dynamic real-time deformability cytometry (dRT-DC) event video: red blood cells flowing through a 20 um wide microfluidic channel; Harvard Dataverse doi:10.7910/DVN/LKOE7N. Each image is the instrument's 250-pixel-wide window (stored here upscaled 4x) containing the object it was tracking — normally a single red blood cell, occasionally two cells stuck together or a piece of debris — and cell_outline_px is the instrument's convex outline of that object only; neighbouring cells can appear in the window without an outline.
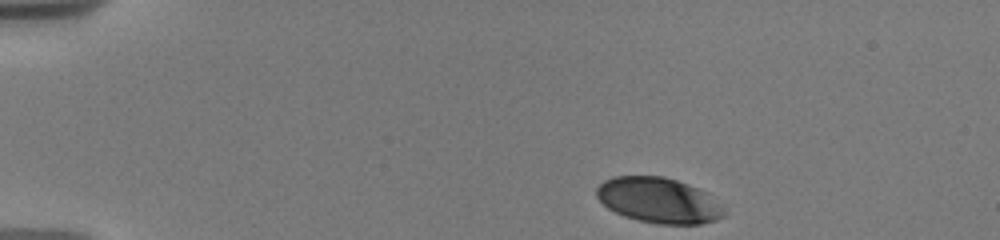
{"species": "human", "species_latin": "Homo sapiens", "temperature_condition": "warm", "stored_images_in_passage": 8, "camera_frame_rate_fps": 3000, "um_per_image_px": 0.085, "donor": {"sex": "male"}, "frame": {"image": 1, "passage_image": 1, "time_ms": 0.0, "image_size_px": [1000, 240], "cell_outline_px": [[724, 216], [716, 220], [700, 224], [656, 224], [636, 220], [624, 216], [608, 208], [596, 196], [596, 188], [604, 180], [612, 176], [664, 176], [688, 184], [708, 192], [724, 208]], "centroid_in_image_um": [55.99, 17.03], "position_along_channel_um": 29.0, "area_um2": 33.93}}
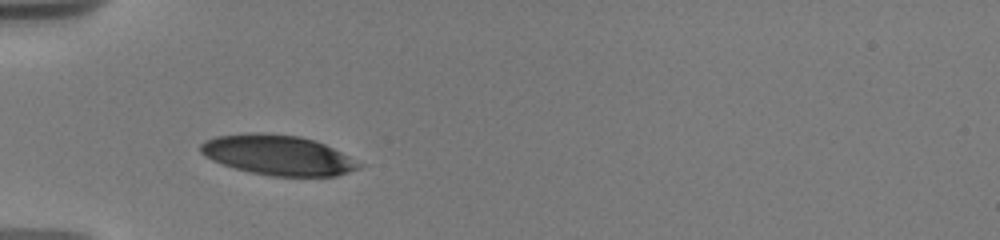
{"frame": {"image": 2, "passage_image": 5, "time_ms": 3.0, "image_size_px": [1000, 240], "cell_outline_px": [[368, 164], [360, 168], [336, 176], [272, 176], [252, 172], [236, 168], [212, 160], [204, 156], [200, 152], [200, 144], [204, 140], [216, 136], [264, 132], [300, 136], [324, 144]], "centroid_in_image_um": [23.68, 13.18], "position_along_channel_um": 61.3, "area_um2": 36.99}}
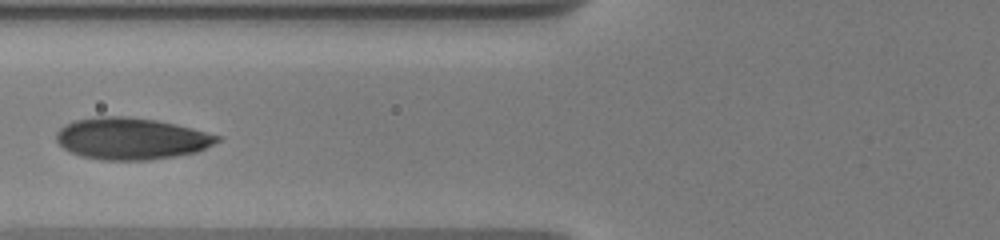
{"frame": {"image": 3, "passage_image": 7, "time_ms": 4.667, "image_size_px": [1000, 240], "cell_outline_px": [[220, 140], [196, 152], [176, 156], [148, 160], [104, 160], [80, 156], [64, 148], [56, 140], [56, 132], [64, 124], [76, 120], [96, 116], [128, 116], [156, 120], [176, 124], [192, 128], [220, 136]], "centroid_in_image_um": [11.13, 11.77], "position_along_channel_um": 114.7, "area_um2": 39.07}}